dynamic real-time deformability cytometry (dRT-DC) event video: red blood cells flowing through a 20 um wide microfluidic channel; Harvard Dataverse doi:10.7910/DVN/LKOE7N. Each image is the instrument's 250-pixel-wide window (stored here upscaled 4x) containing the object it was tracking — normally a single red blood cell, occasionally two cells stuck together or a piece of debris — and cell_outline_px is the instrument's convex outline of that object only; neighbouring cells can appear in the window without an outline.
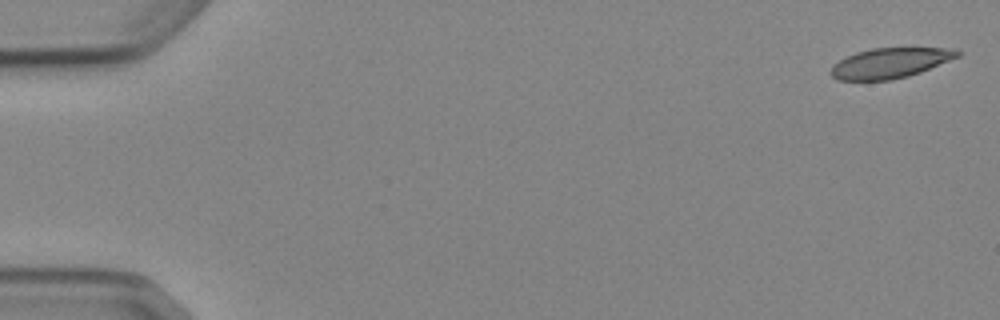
{"species": "Egyptian fruit bat (a non-hibernating species)", "species_latin": "Rousettus aegyptiacus", "temperature_condition": "cold", "stored_images_in_passage": 5, "camera_frame_rate_fps": 3000, "um_per_image_px": 0.085, "animal": {"sex": "female"}, "frame": {"image": 1, "passage_image": 1, "time_ms": 0.0, "image_size_px": [1000, 320], "cell_outline_px": [[960, 56], [920, 72], [908, 76], [892, 80], [836, 80], [828, 72], [832, 64], [856, 52], [872, 48], [956, 48], [960, 52]], "centroid_in_image_um": [75.63, 5.36], "position_along_channel_um": 9.4, "area_um2": 22.31}}
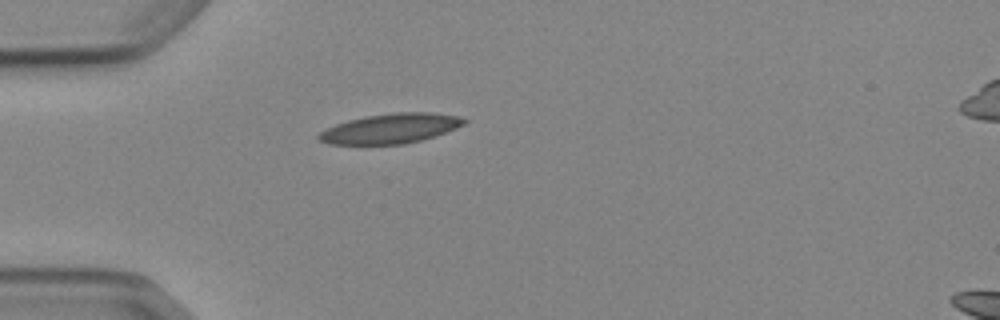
{"frame": {"image": 2, "passage_image": 5, "time_ms": 4.667, "image_size_px": [1000, 320], "cell_outline_px": [[468, 120], [464, 124], [456, 128], [420, 140], [404, 144], [328, 144], [316, 140], [316, 136], [320, 132], [336, 124], [348, 120], [364, 116], [392, 112], [432, 112], [456, 116]], "centroid_in_image_um": [33.14, 10.92], "position_along_channel_um": 51.9, "area_um2": 25.14}}